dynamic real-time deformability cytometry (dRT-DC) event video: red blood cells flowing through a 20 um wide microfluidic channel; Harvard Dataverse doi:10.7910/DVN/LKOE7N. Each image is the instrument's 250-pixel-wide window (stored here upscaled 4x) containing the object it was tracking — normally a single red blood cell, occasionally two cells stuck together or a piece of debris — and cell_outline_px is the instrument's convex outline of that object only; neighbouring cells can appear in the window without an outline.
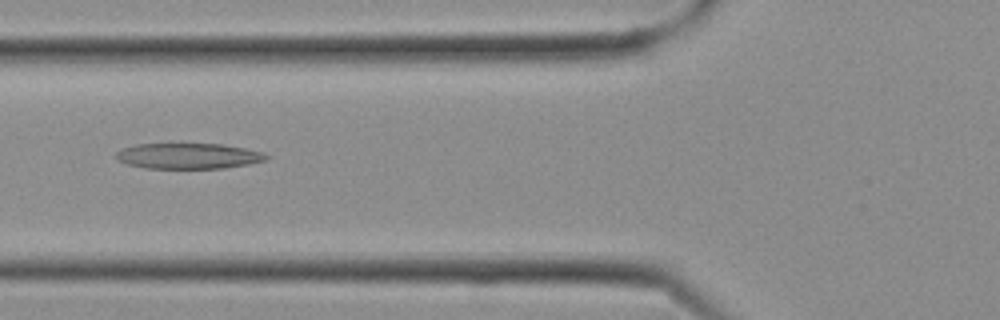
{"species": "Egyptian fruit bat (a non-hibernating species)", "species_latin": "Rousettus aegyptiacus", "temperature_condition": "cold", "stored_images_in_passage": 16, "camera_frame_rate_fps": 3000, "um_per_image_px": 0.085, "frame": {"image": 1, "passage_image": 10, "time_ms": 3.0, "image_size_px": [1000, 320], "cell_outline_px": [[272, 156], [268, 160], [248, 164], [224, 168], [144, 168], [124, 164], [116, 160], [116, 152], [124, 148], [136, 144], [220, 144], [244, 148], [264, 152]], "centroid_in_image_um": [16.03, 13.26], "position_along_channel_um": 109.8, "area_um2": 22.6}}
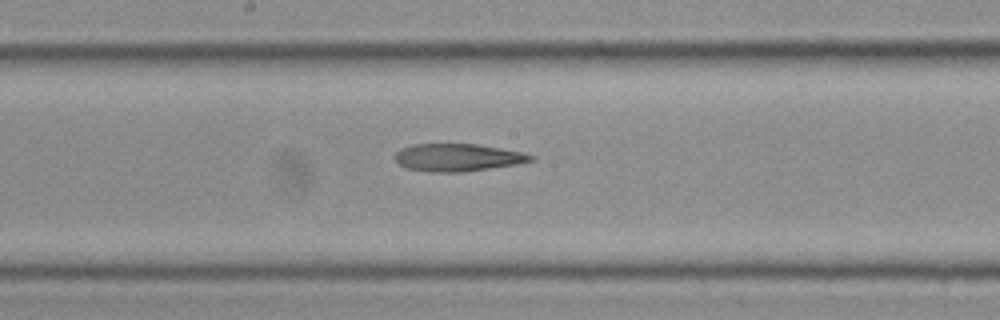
{"frame": {"image": 2, "passage_image": 14, "time_ms": 4.333, "image_size_px": [1000, 320], "cell_outline_px": [[536, 156], [532, 160], [520, 164], [460, 172], [428, 172], [404, 168], [396, 160], [396, 152], [400, 148], [416, 144], [476, 144], [500, 148], [520, 152]], "centroid_in_image_um": [38.89, 13.39], "position_along_channel_um": 209.3, "area_um2": 21.73}}
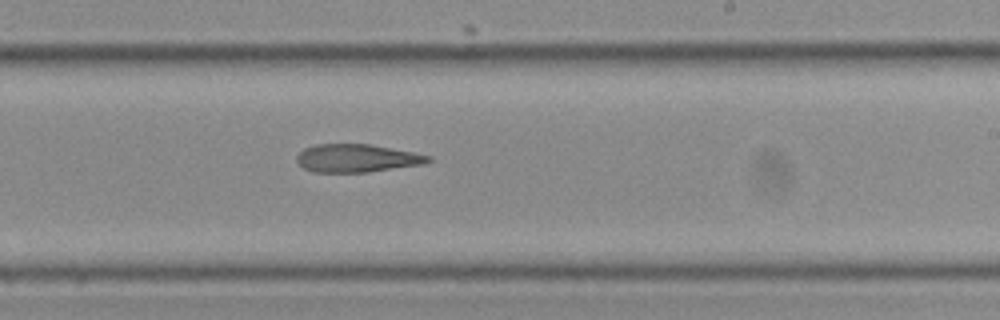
{"frame": {"image": 3, "passage_image": 16, "time_ms": 5.0, "image_size_px": [1000, 320], "cell_outline_px": [[432, 160], [428, 164], [368, 172], [312, 172], [304, 168], [296, 160], [296, 156], [304, 148], [316, 144], [368, 144], [412, 152], [432, 156]], "centroid_in_image_um": [30.36, 13.45], "position_along_channel_um": 258.6, "area_um2": 21.56}}